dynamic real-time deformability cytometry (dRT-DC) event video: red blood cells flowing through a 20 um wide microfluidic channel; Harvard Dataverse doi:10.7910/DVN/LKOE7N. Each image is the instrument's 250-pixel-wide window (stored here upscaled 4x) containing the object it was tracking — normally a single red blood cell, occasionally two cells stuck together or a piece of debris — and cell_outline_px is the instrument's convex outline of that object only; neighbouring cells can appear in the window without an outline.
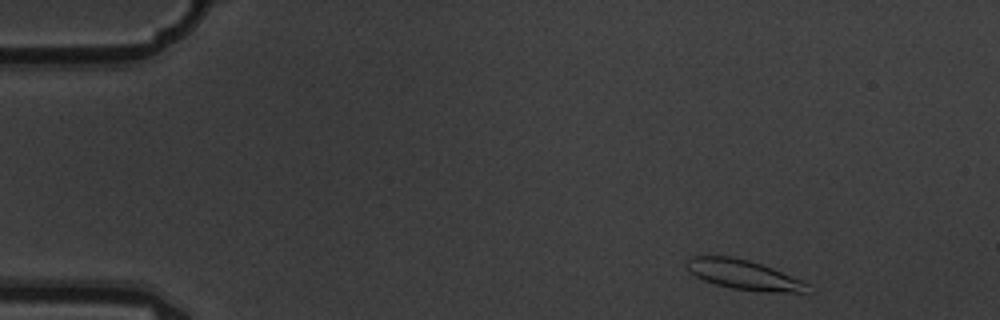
{"species": "common noctule bat (a hibernating species)", "species_latin": "Nyctalus noctula", "temperature_condition": "warm", "stored_images_in_passage": 4, "camera_frame_rate_fps": 3000, "um_per_image_px": 0.085, "animal": {"sex": "male", "body_mass_g": 19.5, "forearm_length_mm": 54.6}, "frame": {"image": 1, "passage_image": 1, "time_ms": 0.0, "image_size_px": [1000, 320], "cell_outline_px": [[808, 284], [804, 292], [764, 292], [732, 288], [716, 284], [704, 280], [688, 272], [684, 264], [688, 256], [732, 256], [748, 260], [772, 268], [800, 280]], "centroid_in_image_um": [63.1, 23.33], "position_along_channel_um": 21.9, "area_um2": 20.69}}